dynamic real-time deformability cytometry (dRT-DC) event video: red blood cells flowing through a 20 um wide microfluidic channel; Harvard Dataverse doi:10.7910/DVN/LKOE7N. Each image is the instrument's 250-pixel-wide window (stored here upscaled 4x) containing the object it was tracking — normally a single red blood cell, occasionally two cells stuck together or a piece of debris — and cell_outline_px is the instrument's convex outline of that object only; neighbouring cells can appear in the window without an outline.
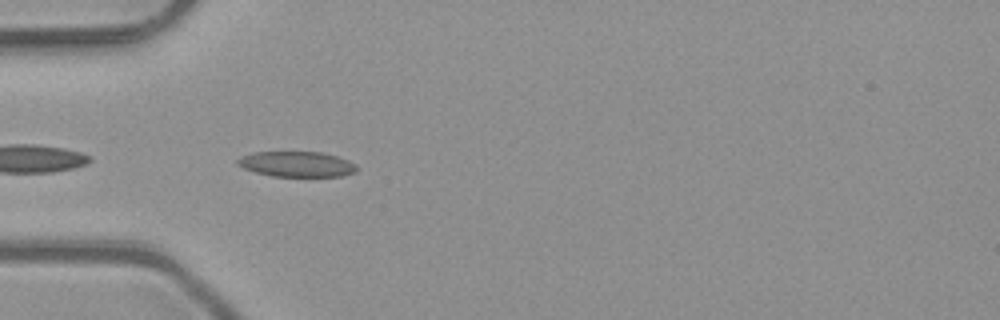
{"species": "common noctule bat (a hibernating species)", "species_latin": "Nyctalus noctula", "temperature_condition": "room temperature", "stored_images_in_passage": 36, "camera_frame_rate_fps": 3000, "um_per_image_px": 0.085, "animal": {"sex": "male", "body_mass_g": 23.1, "forearm_length_mm": 52.7}, "frame": {"image": 1, "passage_image": 2, "time_ms": 0.333, "image_size_px": [1000, 320], "cell_outline_px": [[360, 168], [356, 172], [340, 176], [272, 176], [256, 172], [244, 168], [236, 164], [236, 160], [252, 152], [320, 152], [336, 156], [348, 160], [356, 164]], "centroid_in_image_um": [25.26, 13.95], "position_along_channel_um": 59.7, "area_um2": 17.57}}
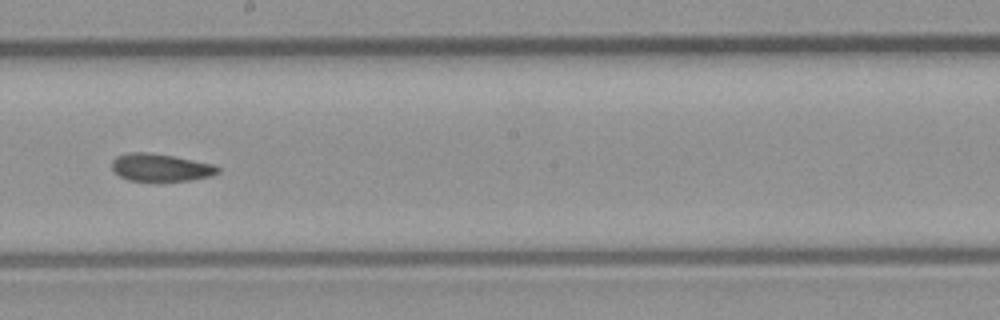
{"frame": {"image": 2, "passage_image": 15, "time_ms": 4.667, "image_size_px": [1000, 320], "cell_outline_px": [[220, 172], [212, 176], [192, 180], [156, 184], [128, 180], [112, 172], [112, 160], [116, 156], [128, 152], [144, 152], [172, 156], [212, 164], [220, 168]], "centroid_in_image_um": [13.62, 14.29], "position_along_channel_um": 234.6, "area_um2": 17.8}}
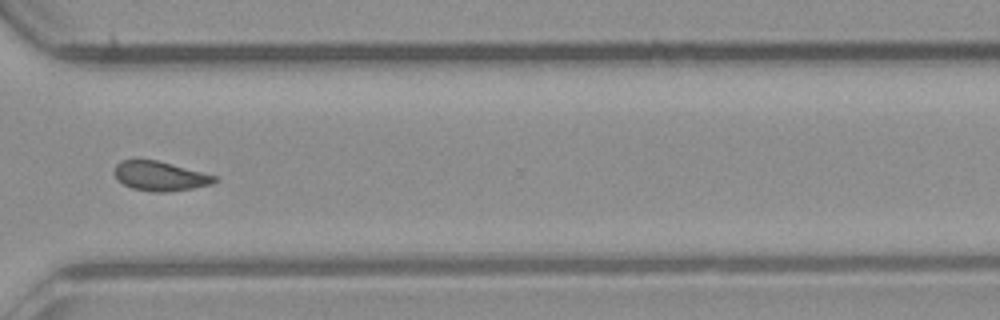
{"frame": {"image": 3, "passage_image": 24, "time_ms": 7.667, "image_size_px": [1000, 320], "cell_outline_px": [[216, 180], [212, 184], [192, 188], [168, 192], [156, 192], [132, 188], [124, 184], [112, 172], [116, 164], [120, 160], [156, 160], [216, 176]], "centroid_in_image_um": [13.57, 14.97], "position_along_channel_um": 357.0, "area_um2": 16.88}, "authors_computed_cell_mechanics": {"area_um2": 17.4845, "velocity_mm_per_s": 4.0895, "shape_relaxation_time_tau1_ms": 8.9359, "shape_relaxation_time_tau2_ms": 3.2152, "deformation_change_tau1": 0.1551, "deformation_change_tau2": 0.0913}}